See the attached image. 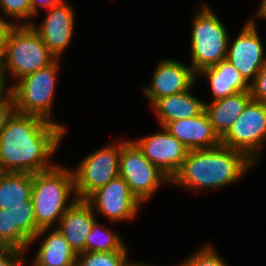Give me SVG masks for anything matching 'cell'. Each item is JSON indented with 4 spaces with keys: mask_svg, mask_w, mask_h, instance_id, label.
I'll list each match as a JSON object with an SVG mask.
<instances>
[{
    "mask_svg": "<svg viewBox=\"0 0 266 266\" xmlns=\"http://www.w3.org/2000/svg\"><path fill=\"white\" fill-rule=\"evenodd\" d=\"M64 131L53 121L16 112L0 132V172L34 174L52 168L47 158Z\"/></svg>",
    "mask_w": 266,
    "mask_h": 266,
    "instance_id": "obj_1",
    "label": "cell"
},
{
    "mask_svg": "<svg viewBox=\"0 0 266 266\" xmlns=\"http://www.w3.org/2000/svg\"><path fill=\"white\" fill-rule=\"evenodd\" d=\"M253 165L244 153L223 145L190 150L170 182L190 188L222 187L239 179Z\"/></svg>",
    "mask_w": 266,
    "mask_h": 266,
    "instance_id": "obj_2",
    "label": "cell"
},
{
    "mask_svg": "<svg viewBox=\"0 0 266 266\" xmlns=\"http://www.w3.org/2000/svg\"><path fill=\"white\" fill-rule=\"evenodd\" d=\"M73 172L53 166L48 170L33 174L31 199L36 225L40 230L31 243L45 233L56 219L59 222L76 201L66 205L71 192L75 191Z\"/></svg>",
    "mask_w": 266,
    "mask_h": 266,
    "instance_id": "obj_3",
    "label": "cell"
},
{
    "mask_svg": "<svg viewBox=\"0 0 266 266\" xmlns=\"http://www.w3.org/2000/svg\"><path fill=\"white\" fill-rule=\"evenodd\" d=\"M55 59L31 25H15L8 36L0 65L3 83L5 85L6 69L12 72L13 76L22 79L50 65Z\"/></svg>",
    "mask_w": 266,
    "mask_h": 266,
    "instance_id": "obj_4",
    "label": "cell"
},
{
    "mask_svg": "<svg viewBox=\"0 0 266 266\" xmlns=\"http://www.w3.org/2000/svg\"><path fill=\"white\" fill-rule=\"evenodd\" d=\"M195 17L191 36L192 69L195 73L226 59L228 35L207 6Z\"/></svg>",
    "mask_w": 266,
    "mask_h": 266,
    "instance_id": "obj_5",
    "label": "cell"
},
{
    "mask_svg": "<svg viewBox=\"0 0 266 266\" xmlns=\"http://www.w3.org/2000/svg\"><path fill=\"white\" fill-rule=\"evenodd\" d=\"M57 60L23 77L16 86L9 89L17 113L36 115L51 121L49 116L55 91Z\"/></svg>",
    "mask_w": 266,
    "mask_h": 266,
    "instance_id": "obj_6",
    "label": "cell"
},
{
    "mask_svg": "<svg viewBox=\"0 0 266 266\" xmlns=\"http://www.w3.org/2000/svg\"><path fill=\"white\" fill-rule=\"evenodd\" d=\"M119 176L141 202L149 199L162 181L171 180L152 164L134 142L121 143Z\"/></svg>",
    "mask_w": 266,
    "mask_h": 266,
    "instance_id": "obj_7",
    "label": "cell"
},
{
    "mask_svg": "<svg viewBox=\"0 0 266 266\" xmlns=\"http://www.w3.org/2000/svg\"><path fill=\"white\" fill-rule=\"evenodd\" d=\"M265 138L266 104L251 99L230 130L221 139V145L244 153L255 163L258 157L256 152L259 151Z\"/></svg>",
    "mask_w": 266,
    "mask_h": 266,
    "instance_id": "obj_8",
    "label": "cell"
},
{
    "mask_svg": "<svg viewBox=\"0 0 266 266\" xmlns=\"http://www.w3.org/2000/svg\"><path fill=\"white\" fill-rule=\"evenodd\" d=\"M121 144L109 145L88 155L73 172L76 197L86 200L92 193L119 176Z\"/></svg>",
    "mask_w": 266,
    "mask_h": 266,
    "instance_id": "obj_9",
    "label": "cell"
},
{
    "mask_svg": "<svg viewBox=\"0 0 266 266\" xmlns=\"http://www.w3.org/2000/svg\"><path fill=\"white\" fill-rule=\"evenodd\" d=\"M163 132L134 142L143 155L170 180L182 167L188 149L165 127Z\"/></svg>",
    "mask_w": 266,
    "mask_h": 266,
    "instance_id": "obj_10",
    "label": "cell"
},
{
    "mask_svg": "<svg viewBox=\"0 0 266 266\" xmlns=\"http://www.w3.org/2000/svg\"><path fill=\"white\" fill-rule=\"evenodd\" d=\"M85 201L91 206L96 203L94 205L98 207L97 209L112 221L135 217L140 205V201L132 194L129 185L121 176L109 181Z\"/></svg>",
    "mask_w": 266,
    "mask_h": 266,
    "instance_id": "obj_11",
    "label": "cell"
},
{
    "mask_svg": "<svg viewBox=\"0 0 266 266\" xmlns=\"http://www.w3.org/2000/svg\"><path fill=\"white\" fill-rule=\"evenodd\" d=\"M263 46L258 37L253 20L242 29L241 34L227 50L226 59L240 72L248 83L250 77L256 78L266 64Z\"/></svg>",
    "mask_w": 266,
    "mask_h": 266,
    "instance_id": "obj_12",
    "label": "cell"
},
{
    "mask_svg": "<svg viewBox=\"0 0 266 266\" xmlns=\"http://www.w3.org/2000/svg\"><path fill=\"white\" fill-rule=\"evenodd\" d=\"M196 73L175 60H162L153 75L151 87L144 88L145 95L153 104L156 100L189 90Z\"/></svg>",
    "mask_w": 266,
    "mask_h": 266,
    "instance_id": "obj_13",
    "label": "cell"
},
{
    "mask_svg": "<svg viewBox=\"0 0 266 266\" xmlns=\"http://www.w3.org/2000/svg\"><path fill=\"white\" fill-rule=\"evenodd\" d=\"M164 127L189 151L211 149L221 145V139L214 131L205 110L191 118L168 122Z\"/></svg>",
    "mask_w": 266,
    "mask_h": 266,
    "instance_id": "obj_14",
    "label": "cell"
},
{
    "mask_svg": "<svg viewBox=\"0 0 266 266\" xmlns=\"http://www.w3.org/2000/svg\"><path fill=\"white\" fill-rule=\"evenodd\" d=\"M47 18L42 22L41 28L31 25L39 34L49 52L56 58L66 48L72 37L74 14L69 5L56 4L48 8Z\"/></svg>",
    "mask_w": 266,
    "mask_h": 266,
    "instance_id": "obj_15",
    "label": "cell"
},
{
    "mask_svg": "<svg viewBox=\"0 0 266 266\" xmlns=\"http://www.w3.org/2000/svg\"><path fill=\"white\" fill-rule=\"evenodd\" d=\"M92 208L87 201L76 199L58 224L57 230L77 254L86 252V237L95 222Z\"/></svg>",
    "mask_w": 266,
    "mask_h": 266,
    "instance_id": "obj_16",
    "label": "cell"
},
{
    "mask_svg": "<svg viewBox=\"0 0 266 266\" xmlns=\"http://www.w3.org/2000/svg\"><path fill=\"white\" fill-rule=\"evenodd\" d=\"M251 99L250 91H242L213 101L211 104L205 103V111L220 139L227 134Z\"/></svg>",
    "mask_w": 266,
    "mask_h": 266,
    "instance_id": "obj_17",
    "label": "cell"
},
{
    "mask_svg": "<svg viewBox=\"0 0 266 266\" xmlns=\"http://www.w3.org/2000/svg\"><path fill=\"white\" fill-rule=\"evenodd\" d=\"M199 73L208 77L214 100H219L242 91H250V84L240 72L227 60L205 68Z\"/></svg>",
    "mask_w": 266,
    "mask_h": 266,
    "instance_id": "obj_18",
    "label": "cell"
},
{
    "mask_svg": "<svg viewBox=\"0 0 266 266\" xmlns=\"http://www.w3.org/2000/svg\"><path fill=\"white\" fill-rule=\"evenodd\" d=\"M153 105L162 127L168 122L197 116L205 110V103L188 93V90L160 98Z\"/></svg>",
    "mask_w": 266,
    "mask_h": 266,
    "instance_id": "obj_19",
    "label": "cell"
},
{
    "mask_svg": "<svg viewBox=\"0 0 266 266\" xmlns=\"http://www.w3.org/2000/svg\"><path fill=\"white\" fill-rule=\"evenodd\" d=\"M5 209L11 218V249L23 251L40 230L36 225L32 199L27 200V206Z\"/></svg>",
    "mask_w": 266,
    "mask_h": 266,
    "instance_id": "obj_20",
    "label": "cell"
},
{
    "mask_svg": "<svg viewBox=\"0 0 266 266\" xmlns=\"http://www.w3.org/2000/svg\"><path fill=\"white\" fill-rule=\"evenodd\" d=\"M77 253L55 229L41 244L35 263L39 266H76Z\"/></svg>",
    "mask_w": 266,
    "mask_h": 266,
    "instance_id": "obj_21",
    "label": "cell"
},
{
    "mask_svg": "<svg viewBox=\"0 0 266 266\" xmlns=\"http://www.w3.org/2000/svg\"><path fill=\"white\" fill-rule=\"evenodd\" d=\"M32 184L33 174L0 172V209L27 206Z\"/></svg>",
    "mask_w": 266,
    "mask_h": 266,
    "instance_id": "obj_22",
    "label": "cell"
},
{
    "mask_svg": "<svg viewBox=\"0 0 266 266\" xmlns=\"http://www.w3.org/2000/svg\"><path fill=\"white\" fill-rule=\"evenodd\" d=\"M100 233L102 234L100 226L95 221L86 237V251L115 252L121 251L125 247L115 232L107 230L106 234L103 233L102 236Z\"/></svg>",
    "mask_w": 266,
    "mask_h": 266,
    "instance_id": "obj_23",
    "label": "cell"
},
{
    "mask_svg": "<svg viewBox=\"0 0 266 266\" xmlns=\"http://www.w3.org/2000/svg\"><path fill=\"white\" fill-rule=\"evenodd\" d=\"M126 254V247L115 252H81L77 254L76 266H128Z\"/></svg>",
    "mask_w": 266,
    "mask_h": 266,
    "instance_id": "obj_24",
    "label": "cell"
},
{
    "mask_svg": "<svg viewBox=\"0 0 266 266\" xmlns=\"http://www.w3.org/2000/svg\"><path fill=\"white\" fill-rule=\"evenodd\" d=\"M212 246H206L192 255L181 266H226L224 261L214 252Z\"/></svg>",
    "mask_w": 266,
    "mask_h": 266,
    "instance_id": "obj_25",
    "label": "cell"
},
{
    "mask_svg": "<svg viewBox=\"0 0 266 266\" xmlns=\"http://www.w3.org/2000/svg\"><path fill=\"white\" fill-rule=\"evenodd\" d=\"M6 15L18 18H30L35 14L32 12L31 0H0Z\"/></svg>",
    "mask_w": 266,
    "mask_h": 266,
    "instance_id": "obj_26",
    "label": "cell"
},
{
    "mask_svg": "<svg viewBox=\"0 0 266 266\" xmlns=\"http://www.w3.org/2000/svg\"><path fill=\"white\" fill-rule=\"evenodd\" d=\"M0 96V132L8 124V121L16 113L14 98L10 91L6 96Z\"/></svg>",
    "mask_w": 266,
    "mask_h": 266,
    "instance_id": "obj_27",
    "label": "cell"
},
{
    "mask_svg": "<svg viewBox=\"0 0 266 266\" xmlns=\"http://www.w3.org/2000/svg\"><path fill=\"white\" fill-rule=\"evenodd\" d=\"M250 93L252 99L266 104V64L259 71L254 82L250 83Z\"/></svg>",
    "mask_w": 266,
    "mask_h": 266,
    "instance_id": "obj_28",
    "label": "cell"
},
{
    "mask_svg": "<svg viewBox=\"0 0 266 266\" xmlns=\"http://www.w3.org/2000/svg\"><path fill=\"white\" fill-rule=\"evenodd\" d=\"M0 249H11V218L7 209H0Z\"/></svg>",
    "mask_w": 266,
    "mask_h": 266,
    "instance_id": "obj_29",
    "label": "cell"
},
{
    "mask_svg": "<svg viewBox=\"0 0 266 266\" xmlns=\"http://www.w3.org/2000/svg\"><path fill=\"white\" fill-rule=\"evenodd\" d=\"M21 250L0 249V266H20L25 261Z\"/></svg>",
    "mask_w": 266,
    "mask_h": 266,
    "instance_id": "obj_30",
    "label": "cell"
},
{
    "mask_svg": "<svg viewBox=\"0 0 266 266\" xmlns=\"http://www.w3.org/2000/svg\"><path fill=\"white\" fill-rule=\"evenodd\" d=\"M14 26L11 22L8 23L0 18V65L4 58L8 36Z\"/></svg>",
    "mask_w": 266,
    "mask_h": 266,
    "instance_id": "obj_31",
    "label": "cell"
},
{
    "mask_svg": "<svg viewBox=\"0 0 266 266\" xmlns=\"http://www.w3.org/2000/svg\"><path fill=\"white\" fill-rule=\"evenodd\" d=\"M56 4H64V2L62 0H31L32 12L34 14L37 13L38 5L49 8Z\"/></svg>",
    "mask_w": 266,
    "mask_h": 266,
    "instance_id": "obj_32",
    "label": "cell"
},
{
    "mask_svg": "<svg viewBox=\"0 0 266 266\" xmlns=\"http://www.w3.org/2000/svg\"><path fill=\"white\" fill-rule=\"evenodd\" d=\"M258 16L266 18V3H264L262 6H260L256 17H258Z\"/></svg>",
    "mask_w": 266,
    "mask_h": 266,
    "instance_id": "obj_33",
    "label": "cell"
},
{
    "mask_svg": "<svg viewBox=\"0 0 266 266\" xmlns=\"http://www.w3.org/2000/svg\"><path fill=\"white\" fill-rule=\"evenodd\" d=\"M5 85H4V83H3V80H2V77H1V73H0V96L3 94V92H4V87Z\"/></svg>",
    "mask_w": 266,
    "mask_h": 266,
    "instance_id": "obj_34",
    "label": "cell"
},
{
    "mask_svg": "<svg viewBox=\"0 0 266 266\" xmlns=\"http://www.w3.org/2000/svg\"><path fill=\"white\" fill-rule=\"evenodd\" d=\"M128 266H147V265H142V264H132V265H128ZM150 266V265H149Z\"/></svg>",
    "mask_w": 266,
    "mask_h": 266,
    "instance_id": "obj_35",
    "label": "cell"
},
{
    "mask_svg": "<svg viewBox=\"0 0 266 266\" xmlns=\"http://www.w3.org/2000/svg\"><path fill=\"white\" fill-rule=\"evenodd\" d=\"M264 3H266V0H262L261 6H262Z\"/></svg>",
    "mask_w": 266,
    "mask_h": 266,
    "instance_id": "obj_36",
    "label": "cell"
}]
</instances>
